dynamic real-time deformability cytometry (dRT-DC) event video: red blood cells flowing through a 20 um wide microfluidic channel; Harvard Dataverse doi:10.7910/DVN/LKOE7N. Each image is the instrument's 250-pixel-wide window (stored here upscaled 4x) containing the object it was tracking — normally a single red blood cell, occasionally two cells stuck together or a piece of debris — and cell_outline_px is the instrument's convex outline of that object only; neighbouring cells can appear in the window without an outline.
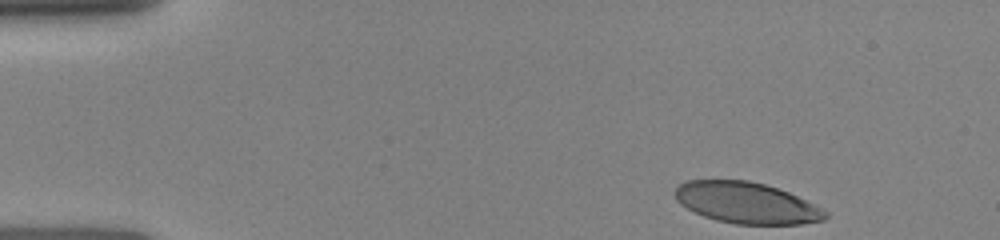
{"species": "human", "species_latin": "Homo sapiens", "temperature_condition": "room temperature", "stored_images_in_passage": 9, "camera_frame_rate_fps": 3000, "um_per_image_px": 0.085, "donor": {"sex": "female"}, "frame": {"image": 1, "passage_image": 1, "time_ms": 0.0, "image_size_px": [1000, 240], "cell_outline_px": [[828, 216], [824, 220], [800, 224], [736, 224], [716, 220], [704, 216], [680, 204], [676, 200], [676, 188], [680, 184], [688, 180], [748, 180], [764, 184], [788, 192], [828, 212]], "centroid_in_image_um": [63.44, 17.25], "position_along_channel_um": 21.6, "area_um2": 35.66}}
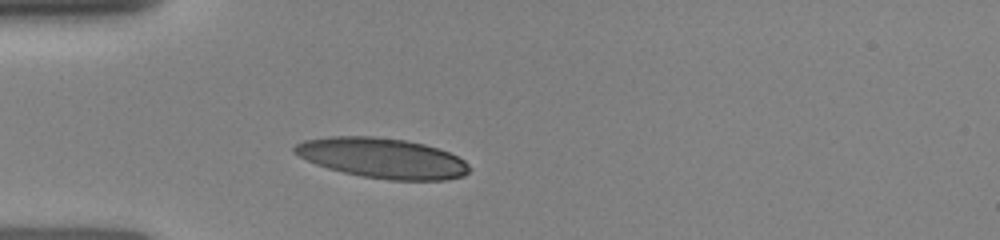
{"frame": {"image": 2, "passage_image": 6, "time_ms": 2.667, "image_size_px": [1000, 240], "cell_outline_px": [[472, 168], [464, 176], [444, 180], [388, 180], [360, 176], [328, 168], [316, 164], [292, 152], [292, 148], [296, 144], [304, 140], [328, 136], [372, 136], [404, 140], [424, 144], [448, 152], [464, 160]], "centroid_in_image_um": [32.49, 13.44], "position_along_channel_um": 52.5, "area_um2": 40.86}}
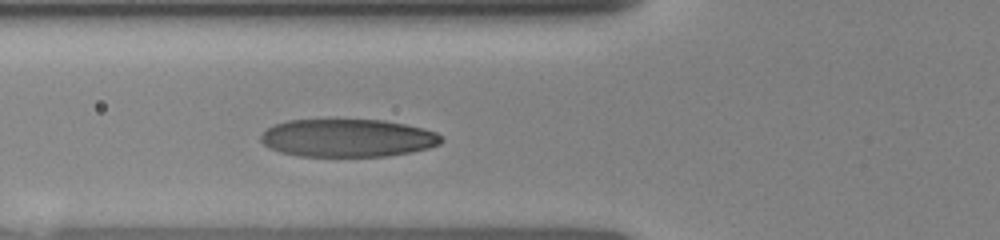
{"frame": {"image": 3, "passage_image": 9, "time_ms": 4.0, "image_size_px": [1000, 240], "cell_outline_px": [[444, 140], [440, 144], [428, 148], [388, 156], [300, 156], [280, 152], [268, 148], [260, 140], [260, 136], [272, 124], [288, 120], [384, 120], [424, 128], [436, 132]], "centroid_in_image_um": [29.53, 11.73], "position_along_channel_um": 96.3, "area_um2": 39.88}}